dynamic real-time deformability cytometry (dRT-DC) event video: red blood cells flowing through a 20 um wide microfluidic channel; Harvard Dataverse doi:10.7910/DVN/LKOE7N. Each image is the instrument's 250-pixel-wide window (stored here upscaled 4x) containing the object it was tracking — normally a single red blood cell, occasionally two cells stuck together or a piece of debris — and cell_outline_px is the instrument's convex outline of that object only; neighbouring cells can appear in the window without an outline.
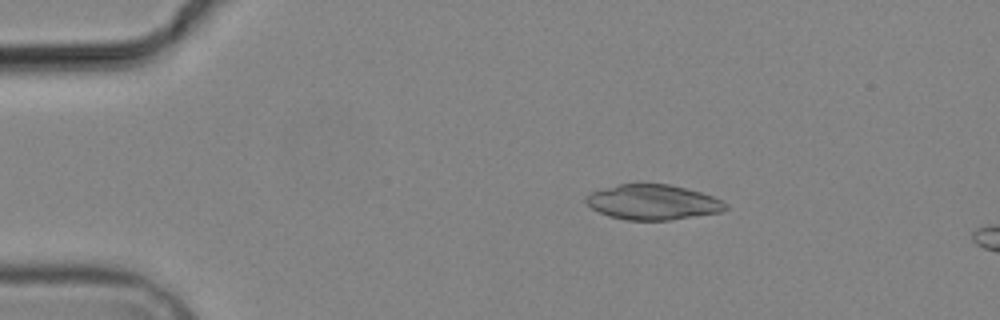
{"species": "common noctule bat (a hibernating species)", "species_latin": "Nyctalus noctula", "temperature_condition": "cold", "stored_images_in_passage": 4, "camera_frame_rate_fps": 3000, "um_per_image_px": 0.085, "animal": {"sex": "male", "body_mass_g": 19.2, "forearm_length_mm": 51.8}, "frame": {"image": 1, "passage_image": 2, "time_ms": 2.333, "image_size_px": [1000, 320], "cell_outline_px": [[728, 208], [720, 212], [668, 220], [624, 220], [608, 216], [592, 208], [584, 200], [584, 196], [588, 192], [620, 184], [668, 184], [700, 192], [724, 200], [728, 204]], "centroid_in_image_um": [55.47, 17.19], "position_along_channel_um": 29.5, "area_um2": 28.55}}